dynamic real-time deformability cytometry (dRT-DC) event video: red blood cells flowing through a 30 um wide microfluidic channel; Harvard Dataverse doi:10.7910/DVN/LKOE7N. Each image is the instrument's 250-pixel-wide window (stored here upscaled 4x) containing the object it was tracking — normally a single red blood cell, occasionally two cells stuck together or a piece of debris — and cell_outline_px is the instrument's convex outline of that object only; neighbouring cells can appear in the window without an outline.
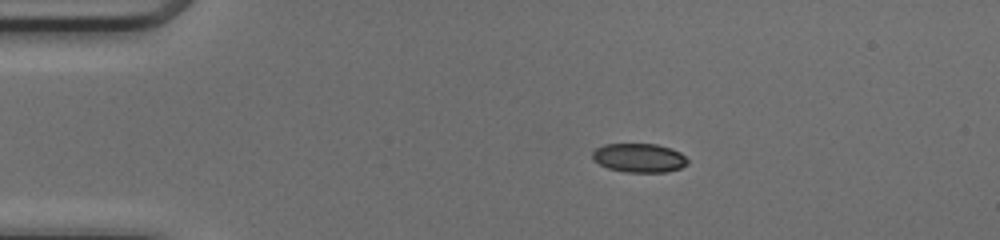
{"species": "common noctule bat (a hibernating species)", "species_latin": "Nyctalus noctula", "temperature_condition": "cold", "stored_images_in_passage": 41, "camera_frame_rate_fps": 3000, "um_per_image_px": 0.085, "animal": {"sex": "female", "body_mass_g": 17.0, "forearm_length_mm": 48.0}, "frame": {"image": 1, "passage_image": 1, "time_ms": 0.0, "image_size_px": [1000, 240], "cell_outline_px": [[688, 164], [680, 168], [664, 172], [624, 172], [608, 168], [592, 160], [592, 152], [596, 148], [604, 144], [656, 144], [672, 148], [680, 152], [688, 160]], "centroid_in_image_um": [54.32, 13.41], "position_along_channel_um": 30.7, "area_um2": 16.13}}
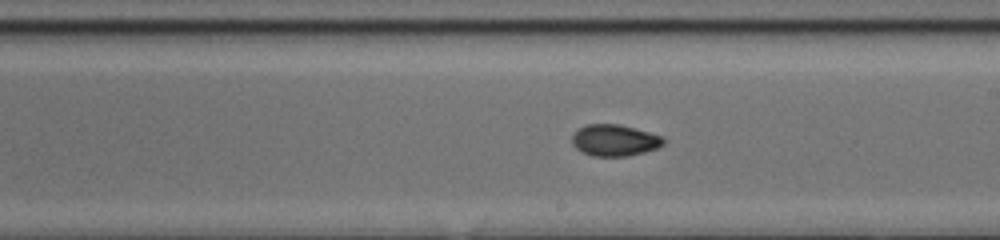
{"frame": {"image": 2, "passage_image": 20, "time_ms": 6.333, "image_size_px": [1000, 240], "cell_outline_px": [[664, 144], [656, 148], [644, 152], [628, 156], [592, 156], [576, 148], [572, 144], [572, 136], [576, 128], [588, 124], [620, 124], [648, 132], [660, 136], [664, 140]], "centroid_in_image_um": [52.2, 11.92], "position_along_channel_um": 236.8, "area_um2": 16.7}}
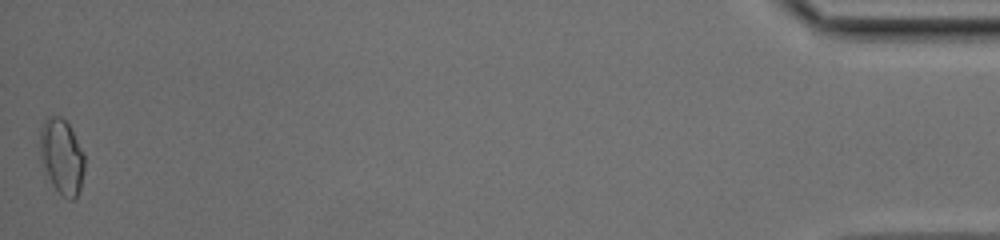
{"frame": {"image": 3, "passage_image": 41, "time_ms": 13.333, "image_size_px": [1000, 240], "cell_outline_px": [[84, 168], [80, 188], [76, 200], [68, 200], [52, 184], [40, 160], [40, 132], [44, 120], [48, 116], [60, 116], [68, 124], [84, 152]], "centroid_in_image_um": [5.25, 13.3], "position_along_channel_um": 429.9, "area_um2": 19.42}, "authors_computed_cell_mechanics": {"area_um2": 16.6464, "velocity_mm_per_s": 4.1574, "shape_relaxation_time_tau1_ms": 6.1216, "shape_relaxation_time_tau2_ms": 1.7628, "deformation_change_tau1": 0.139, "deformation_change_tau2": 0.0429}}